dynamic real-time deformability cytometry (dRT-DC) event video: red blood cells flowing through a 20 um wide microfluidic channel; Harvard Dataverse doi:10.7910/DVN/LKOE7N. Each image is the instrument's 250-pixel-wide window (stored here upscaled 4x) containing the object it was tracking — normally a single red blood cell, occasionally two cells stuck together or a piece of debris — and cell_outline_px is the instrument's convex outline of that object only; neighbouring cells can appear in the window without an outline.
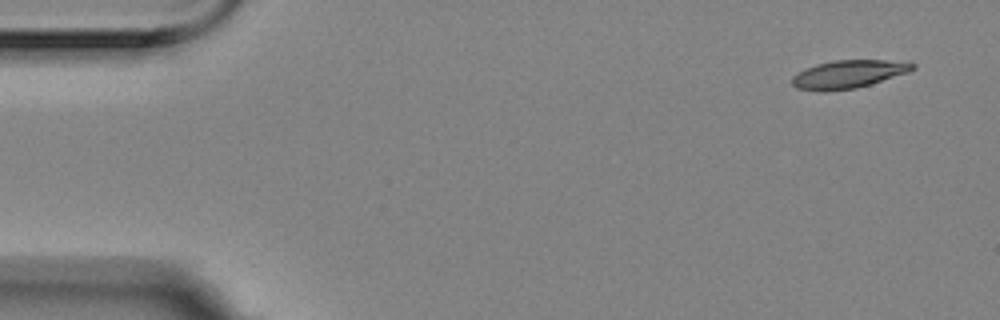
{"species": "Egyptian fruit bat (a non-hibernating species)", "species_latin": "Rousettus aegyptiacus", "temperature_condition": "room temperature", "stored_images_in_passage": 5, "camera_frame_rate_fps": 3000, "um_per_image_px": 0.085, "animal": {"sex": "female"}, "frame": {"image": 1, "passage_image": 1, "time_ms": 0.0, "image_size_px": [1000, 320], "cell_outline_px": [[916, 68], [908, 72], [856, 88], [824, 92], [796, 88], [792, 84], [792, 76], [804, 68], [816, 64], [832, 60], [908, 60], [916, 64]], "centroid_in_image_um": [72.12, 6.29], "position_along_channel_um": 12.9, "area_um2": 19.94}}
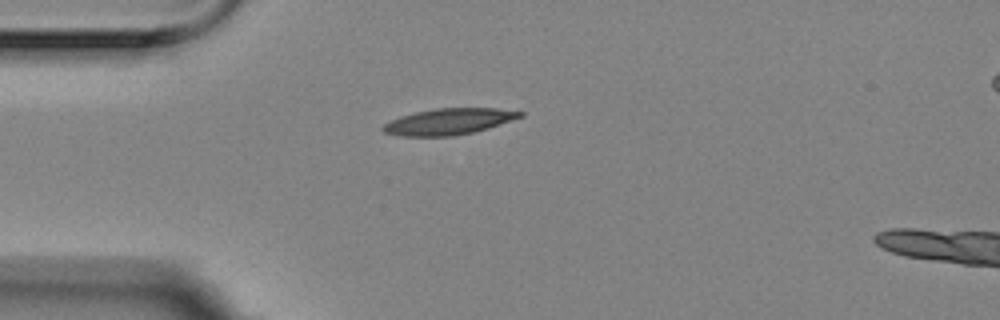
{"frame": {"image": 2, "passage_image": 4, "time_ms": 1.0, "image_size_px": [1000, 320], "cell_outline_px": [[524, 116], [488, 128], [472, 132], [452, 136], [400, 136], [384, 132], [380, 128], [384, 124], [400, 116], [416, 112], [436, 108], [496, 108], [524, 112]], "centroid_in_image_um": [38.14, 10.33], "position_along_channel_um": 46.9, "area_um2": 20.81}}